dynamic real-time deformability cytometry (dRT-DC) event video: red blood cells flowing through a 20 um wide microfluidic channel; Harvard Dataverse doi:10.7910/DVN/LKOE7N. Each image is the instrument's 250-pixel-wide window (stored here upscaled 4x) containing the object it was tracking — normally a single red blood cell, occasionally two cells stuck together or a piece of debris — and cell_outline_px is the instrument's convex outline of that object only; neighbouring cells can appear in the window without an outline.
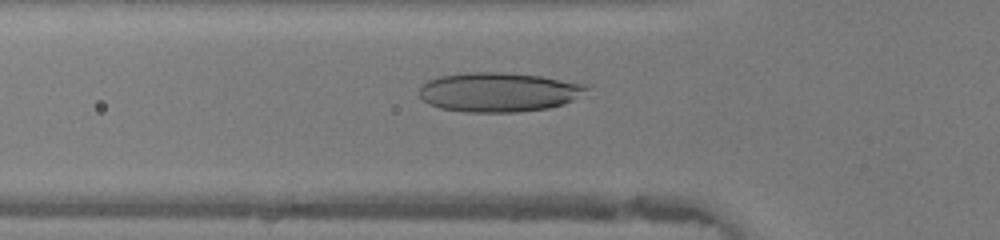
{"species": "human", "species_latin": "Homo sapiens", "temperature_condition": "warm", "stored_images_in_passage": 44, "camera_frame_rate_fps": 3000, "um_per_image_px": 0.085, "donor": {"sex": "female"}, "frame": {"image": 1, "passage_image": 14, "time_ms": 4.333, "image_size_px": [1000, 240], "cell_outline_px": [[592, 84], [588, 88], [572, 100], [564, 104], [548, 108], [516, 112], [464, 112], [440, 108], [428, 104], [420, 96], [420, 88], [428, 80], [440, 76], [468, 72], [504, 72], [540, 76]], "centroid_in_image_um": [42.4, 7.82], "position_along_channel_um": 83.4, "area_um2": 38.44}}
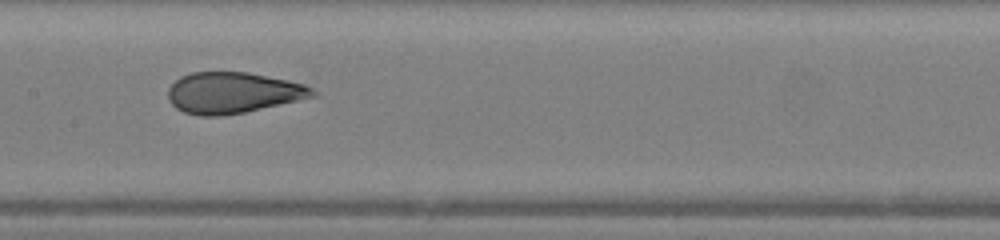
{"frame": {"image": 2, "passage_image": 21, "time_ms": 6.667, "image_size_px": [1000, 240], "cell_outline_px": [[316, 96], [244, 112], [220, 116], [200, 116], [184, 112], [176, 108], [168, 100], [168, 88], [180, 76], [192, 72], [248, 72], [288, 80], [304, 84], [312, 88], [316, 92]], "centroid_in_image_um": [19.77, 7.88], "position_along_channel_um": 187.6, "area_um2": 34.51}}
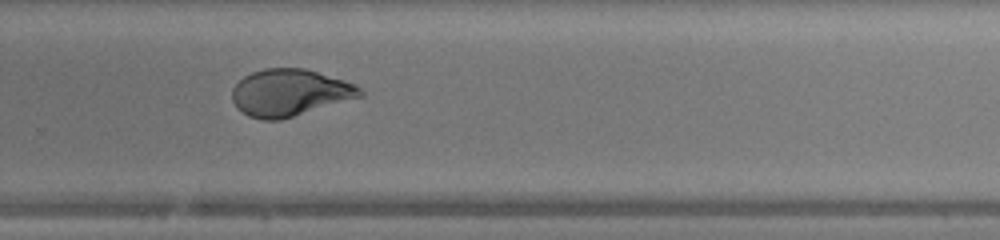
{"frame": {"image": 3, "passage_image": 29, "time_ms": 9.333, "image_size_px": [1000, 240], "cell_outline_px": [[364, 96], [280, 120], [260, 120], [248, 116], [236, 108], [232, 100], [232, 88], [244, 76], [252, 72], [264, 68], [304, 68], [344, 80], [360, 88], [364, 92]], "centroid_in_image_um": [24.6, 7.89], "position_along_channel_um": 305.2, "area_um2": 35.03}}